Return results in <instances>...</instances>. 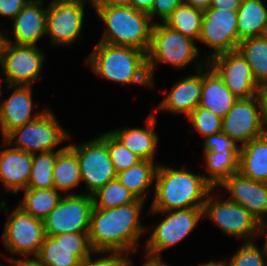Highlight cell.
Instances as JSON below:
<instances>
[{"mask_svg":"<svg viewBox=\"0 0 267 266\" xmlns=\"http://www.w3.org/2000/svg\"><path fill=\"white\" fill-rule=\"evenodd\" d=\"M145 201L116 208H93L89 227V242L95 254L136 253L138 239L145 233L140 215Z\"/></svg>","mask_w":267,"mask_h":266,"instance_id":"1","label":"cell"},{"mask_svg":"<svg viewBox=\"0 0 267 266\" xmlns=\"http://www.w3.org/2000/svg\"><path fill=\"white\" fill-rule=\"evenodd\" d=\"M154 185L150 211L203 207L208 193L213 189L200 173L194 174L161 164L158 165Z\"/></svg>","mask_w":267,"mask_h":266,"instance_id":"2","label":"cell"},{"mask_svg":"<svg viewBox=\"0 0 267 266\" xmlns=\"http://www.w3.org/2000/svg\"><path fill=\"white\" fill-rule=\"evenodd\" d=\"M85 62L93 72L107 80L153 87L143 50L99 41Z\"/></svg>","mask_w":267,"mask_h":266,"instance_id":"3","label":"cell"},{"mask_svg":"<svg viewBox=\"0 0 267 266\" xmlns=\"http://www.w3.org/2000/svg\"><path fill=\"white\" fill-rule=\"evenodd\" d=\"M96 13L106 26L100 42L133 47L147 53L154 25L148 13L125 3L105 6Z\"/></svg>","mask_w":267,"mask_h":266,"instance_id":"4","label":"cell"},{"mask_svg":"<svg viewBox=\"0 0 267 266\" xmlns=\"http://www.w3.org/2000/svg\"><path fill=\"white\" fill-rule=\"evenodd\" d=\"M199 50L195 40L169 28L164 23L155 22L149 49L146 53L148 74L153 82L157 63H166L182 69L186 65L198 61Z\"/></svg>","mask_w":267,"mask_h":266,"instance_id":"5","label":"cell"},{"mask_svg":"<svg viewBox=\"0 0 267 266\" xmlns=\"http://www.w3.org/2000/svg\"><path fill=\"white\" fill-rule=\"evenodd\" d=\"M69 136L47 108L38 119L16 128L2 140L4 146L9 144L12 148L34 154L55 151L53 149Z\"/></svg>","mask_w":267,"mask_h":266,"instance_id":"6","label":"cell"},{"mask_svg":"<svg viewBox=\"0 0 267 266\" xmlns=\"http://www.w3.org/2000/svg\"><path fill=\"white\" fill-rule=\"evenodd\" d=\"M150 214L166 213L146 241V257L161 260V252L184 240L203 218V207H192L171 211H149Z\"/></svg>","mask_w":267,"mask_h":266,"instance_id":"7","label":"cell"},{"mask_svg":"<svg viewBox=\"0 0 267 266\" xmlns=\"http://www.w3.org/2000/svg\"><path fill=\"white\" fill-rule=\"evenodd\" d=\"M214 188L208 193L204 206L203 217H208L228 235L243 238L245 242L253 241L259 237L261 224L242 205L229 199H215L212 194ZM214 200V201H213Z\"/></svg>","mask_w":267,"mask_h":266,"instance_id":"8","label":"cell"},{"mask_svg":"<svg viewBox=\"0 0 267 266\" xmlns=\"http://www.w3.org/2000/svg\"><path fill=\"white\" fill-rule=\"evenodd\" d=\"M44 59V53L37 46L2 41L0 67L7 85L34 84L41 74Z\"/></svg>","mask_w":267,"mask_h":266,"instance_id":"9","label":"cell"},{"mask_svg":"<svg viewBox=\"0 0 267 266\" xmlns=\"http://www.w3.org/2000/svg\"><path fill=\"white\" fill-rule=\"evenodd\" d=\"M92 195L69 194L43 220L45 234L88 233L93 210Z\"/></svg>","mask_w":267,"mask_h":266,"instance_id":"10","label":"cell"},{"mask_svg":"<svg viewBox=\"0 0 267 266\" xmlns=\"http://www.w3.org/2000/svg\"><path fill=\"white\" fill-rule=\"evenodd\" d=\"M68 146L78 157L81 181L85 182L88 195L117 178L106 142L100 136L81 145Z\"/></svg>","mask_w":267,"mask_h":266,"instance_id":"11","label":"cell"},{"mask_svg":"<svg viewBox=\"0 0 267 266\" xmlns=\"http://www.w3.org/2000/svg\"><path fill=\"white\" fill-rule=\"evenodd\" d=\"M9 214L2 236L7 250L25 259L31 258L32 254L36 257L46 236L43 221L19 206Z\"/></svg>","mask_w":267,"mask_h":266,"instance_id":"12","label":"cell"},{"mask_svg":"<svg viewBox=\"0 0 267 266\" xmlns=\"http://www.w3.org/2000/svg\"><path fill=\"white\" fill-rule=\"evenodd\" d=\"M85 2L83 0H52L47 6L46 35L52 45L67 46L80 40Z\"/></svg>","mask_w":267,"mask_h":266,"instance_id":"13","label":"cell"},{"mask_svg":"<svg viewBox=\"0 0 267 266\" xmlns=\"http://www.w3.org/2000/svg\"><path fill=\"white\" fill-rule=\"evenodd\" d=\"M92 253L88 233L71 232L46 235L35 258L45 266H79Z\"/></svg>","mask_w":267,"mask_h":266,"instance_id":"14","label":"cell"},{"mask_svg":"<svg viewBox=\"0 0 267 266\" xmlns=\"http://www.w3.org/2000/svg\"><path fill=\"white\" fill-rule=\"evenodd\" d=\"M221 132L240 146L267 132L257 95L252 98H239L235 102L222 118Z\"/></svg>","mask_w":267,"mask_h":266,"instance_id":"15","label":"cell"},{"mask_svg":"<svg viewBox=\"0 0 267 266\" xmlns=\"http://www.w3.org/2000/svg\"><path fill=\"white\" fill-rule=\"evenodd\" d=\"M240 41L237 31V11H220L212 7L203 11L198 42L215 50L208 55L207 61L218 54L237 50Z\"/></svg>","mask_w":267,"mask_h":266,"instance_id":"16","label":"cell"},{"mask_svg":"<svg viewBox=\"0 0 267 266\" xmlns=\"http://www.w3.org/2000/svg\"><path fill=\"white\" fill-rule=\"evenodd\" d=\"M207 64L237 98L257 95L259 85L253 78L250 65L238 50L218 54L210 58Z\"/></svg>","mask_w":267,"mask_h":266,"instance_id":"17","label":"cell"},{"mask_svg":"<svg viewBox=\"0 0 267 266\" xmlns=\"http://www.w3.org/2000/svg\"><path fill=\"white\" fill-rule=\"evenodd\" d=\"M219 186L228 190L231 196L227 199L242 205L261 225L267 224V183L236 172Z\"/></svg>","mask_w":267,"mask_h":266,"instance_id":"18","label":"cell"},{"mask_svg":"<svg viewBox=\"0 0 267 266\" xmlns=\"http://www.w3.org/2000/svg\"><path fill=\"white\" fill-rule=\"evenodd\" d=\"M2 82L3 80L0 79ZM0 82V97H1ZM15 89L9 98L1 103L0 100V130L3 139L16 128L38 119L46 110L38 112L32 117L33 99L31 86L7 85Z\"/></svg>","mask_w":267,"mask_h":266,"instance_id":"19","label":"cell"},{"mask_svg":"<svg viewBox=\"0 0 267 266\" xmlns=\"http://www.w3.org/2000/svg\"><path fill=\"white\" fill-rule=\"evenodd\" d=\"M43 0H29L23 9L14 17V41L3 35V40L18 45H33L46 35L47 8H43Z\"/></svg>","mask_w":267,"mask_h":266,"instance_id":"20","label":"cell"},{"mask_svg":"<svg viewBox=\"0 0 267 266\" xmlns=\"http://www.w3.org/2000/svg\"><path fill=\"white\" fill-rule=\"evenodd\" d=\"M196 62L197 73L185 77L180 82L174 84L170 92L165 96L157 107V111H169L171 113H184L187 117L199 105L202 89V67L207 64V60ZM201 63V64H200Z\"/></svg>","mask_w":267,"mask_h":266,"instance_id":"21","label":"cell"},{"mask_svg":"<svg viewBox=\"0 0 267 266\" xmlns=\"http://www.w3.org/2000/svg\"><path fill=\"white\" fill-rule=\"evenodd\" d=\"M32 168V154L9 147L0 150V178L5 192L18 194L27 188Z\"/></svg>","mask_w":267,"mask_h":266,"instance_id":"22","label":"cell"},{"mask_svg":"<svg viewBox=\"0 0 267 266\" xmlns=\"http://www.w3.org/2000/svg\"><path fill=\"white\" fill-rule=\"evenodd\" d=\"M202 68V89L199 106L223 118L239 99L226 87L218 74L206 64ZM206 71V72H205Z\"/></svg>","mask_w":267,"mask_h":266,"instance_id":"23","label":"cell"},{"mask_svg":"<svg viewBox=\"0 0 267 266\" xmlns=\"http://www.w3.org/2000/svg\"><path fill=\"white\" fill-rule=\"evenodd\" d=\"M156 116L151 113L146 119L145 128L116 129L110 131L124 146L132 153L138 155L142 160L155 161L154 155L157 151L158 135L154 131Z\"/></svg>","mask_w":267,"mask_h":266,"instance_id":"24","label":"cell"},{"mask_svg":"<svg viewBox=\"0 0 267 266\" xmlns=\"http://www.w3.org/2000/svg\"><path fill=\"white\" fill-rule=\"evenodd\" d=\"M239 173L267 183V132L241 146Z\"/></svg>","mask_w":267,"mask_h":266,"instance_id":"25","label":"cell"},{"mask_svg":"<svg viewBox=\"0 0 267 266\" xmlns=\"http://www.w3.org/2000/svg\"><path fill=\"white\" fill-rule=\"evenodd\" d=\"M52 177L56 190L66 192L68 195L77 194L71 189L82 182L80 165L76 153L68 145L57 150Z\"/></svg>","mask_w":267,"mask_h":266,"instance_id":"26","label":"cell"},{"mask_svg":"<svg viewBox=\"0 0 267 266\" xmlns=\"http://www.w3.org/2000/svg\"><path fill=\"white\" fill-rule=\"evenodd\" d=\"M264 2L262 0H241L237 11V31L240 40L261 36L264 26L267 24V8Z\"/></svg>","mask_w":267,"mask_h":266,"instance_id":"27","label":"cell"},{"mask_svg":"<svg viewBox=\"0 0 267 266\" xmlns=\"http://www.w3.org/2000/svg\"><path fill=\"white\" fill-rule=\"evenodd\" d=\"M158 162L141 160L129 169L118 172L117 179L134 194L137 199L146 200L147 190L155 181Z\"/></svg>","mask_w":267,"mask_h":266,"instance_id":"28","label":"cell"},{"mask_svg":"<svg viewBox=\"0 0 267 266\" xmlns=\"http://www.w3.org/2000/svg\"><path fill=\"white\" fill-rule=\"evenodd\" d=\"M206 170L205 180L214 188L218 187L232 174L239 172V157L232 150L212 152L203 150Z\"/></svg>","mask_w":267,"mask_h":266,"instance_id":"29","label":"cell"},{"mask_svg":"<svg viewBox=\"0 0 267 266\" xmlns=\"http://www.w3.org/2000/svg\"><path fill=\"white\" fill-rule=\"evenodd\" d=\"M237 50L250 65L257 84L267 83V40L262 36L245 38L239 42Z\"/></svg>","mask_w":267,"mask_h":266,"instance_id":"30","label":"cell"},{"mask_svg":"<svg viewBox=\"0 0 267 266\" xmlns=\"http://www.w3.org/2000/svg\"><path fill=\"white\" fill-rule=\"evenodd\" d=\"M62 193L55 188L49 189H24V198L18 205L29 215L39 220H44L46 216L57 206Z\"/></svg>","mask_w":267,"mask_h":266,"instance_id":"31","label":"cell"},{"mask_svg":"<svg viewBox=\"0 0 267 266\" xmlns=\"http://www.w3.org/2000/svg\"><path fill=\"white\" fill-rule=\"evenodd\" d=\"M203 10L186 3L178 5L165 20L164 24L195 41L201 33Z\"/></svg>","mask_w":267,"mask_h":266,"instance_id":"32","label":"cell"},{"mask_svg":"<svg viewBox=\"0 0 267 266\" xmlns=\"http://www.w3.org/2000/svg\"><path fill=\"white\" fill-rule=\"evenodd\" d=\"M93 208H116L138 199L117 178L92 194Z\"/></svg>","mask_w":267,"mask_h":266,"instance_id":"33","label":"cell"},{"mask_svg":"<svg viewBox=\"0 0 267 266\" xmlns=\"http://www.w3.org/2000/svg\"><path fill=\"white\" fill-rule=\"evenodd\" d=\"M57 151H49L32 154V168L27 184L29 189L54 188L53 169Z\"/></svg>","mask_w":267,"mask_h":266,"instance_id":"34","label":"cell"},{"mask_svg":"<svg viewBox=\"0 0 267 266\" xmlns=\"http://www.w3.org/2000/svg\"><path fill=\"white\" fill-rule=\"evenodd\" d=\"M100 137L106 142L111 161L117 173L129 169L142 160L124 146L111 132L103 133Z\"/></svg>","mask_w":267,"mask_h":266,"instance_id":"35","label":"cell"},{"mask_svg":"<svg viewBox=\"0 0 267 266\" xmlns=\"http://www.w3.org/2000/svg\"><path fill=\"white\" fill-rule=\"evenodd\" d=\"M188 119L202 137L222 131V118L199 105L191 112Z\"/></svg>","mask_w":267,"mask_h":266,"instance_id":"36","label":"cell"},{"mask_svg":"<svg viewBox=\"0 0 267 266\" xmlns=\"http://www.w3.org/2000/svg\"><path fill=\"white\" fill-rule=\"evenodd\" d=\"M254 241L243 242L242 246L228 259L229 266H267L264 249Z\"/></svg>","mask_w":267,"mask_h":266,"instance_id":"37","label":"cell"},{"mask_svg":"<svg viewBox=\"0 0 267 266\" xmlns=\"http://www.w3.org/2000/svg\"><path fill=\"white\" fill-rule=\"evenodd\" d=\"M202 144L203 150L212 152L232 150L238 157L240 156L241 146H238V143L234 139L222 132L204 137V142Z\"/></svg>","mask_w":267,"mask_h":266,"instance_id":"38","label":"cell"},{"mask_svg":"<svg viewBox=\"0 0 267 266\" xmlns=\"http://www.w3.org/2000/svg\"><path fill=\"white\" fill-rule=\"evenodd\" d=\"M129 257L125 254L111 253L109 256H101L93 260L91 257L81 261L79 266H127Z\"/></svg>","mask_w":267,"mask_h":266,"instance_id":"39","label":"cell"},{"mask_svg":"<svg viewBox=\"0 0 267 266\" xmlns=\"http://www.w3.org/2000/svg\"><path fill=\"white\" fill-rule=\"evenodd\" d=\"M183 0H154L152 9L148 12L151 20L153 21L155 16H159L162 23L170 16L171 12L180 4Z\"/></svg>","mask_w":267,"mask_h":266,"instance_id":"40","label":"cell"},{"mask_svg":"<svg viewBox=\"0 0 267 266\" xmlns=\"http://www.w3.org/2000/svg\"><path fill=\"white\" fill-rule=\"evenodd\" d=\"M29 0H0V15L14 19Z\"/></svg>","mask_w":267,"mask_h":266,"instance_id":"41","label":"cell"},{"mask_svg":"<svg viewBox=\"0 0 267 266\" xmlns=\"http://www.w3.org/2000/svg\"><path fill=\"white\" fill-rule=\"evenodd\" d=\"M241 0H212V8L220 11H238Z\"/></svg>","mask_w":267,"mask_h":266,"instance_id":"42","label":"cell"},{"mask_svg":"<svg viewBox=\"0 0 267 266\" xmlns=\"http://www.w3.org/2000/svg\"><path fill=\"white\" fill-rule=\"evenodd\" d=\"M257 97L260 103L262 118L267 130V83L259 85L257 90Z\"/></svg>","mask_w":267,"mask_h":266,"instance_id":"43","label":"cell"},{"mask_svg":"<svg viewBox=\"0 0 267 266\" xmlns=\"http://www.w3.org/2000/svg\"><path fill=\"white\" fill-rule=\"evenodd\" d=\"M124 3L134 9L148 13L154 5V0H125Z\"/></svg>","mask_w":267,"mask_h":266,"instance_id":"44","label":"cell"},{"mask_svg":"<svg viewBox=\"0 0 267 266\" xmlns=\"http://www.w3.org/2000/svg\"><path fill=\"white\" fill-rule=\"evenodd\" d=\"M8 263L13 266H45L40 263L36 258H7Z\"/></svg>","mask_w":267,"mask_h":266,"instance_id":"45","label":"cell"},{"mask_svg":"<svg viewBox=\"0 0 267 266\" xmlns=\"http://www.w3.org/2000/svg\"><path fill=\"white\" fill-rule=\"evenodd\" d=\"M85 3L87 0H83ZM91 5L95 8L96 11L99 9L109 6V5H119L124 3L125 0H90Z\"/></svg>","mask_w":267,"mask_h":266,"instance_id":"46","label":"cell"},{"mask_svg":"<svg viewBox=\"0 0 267 266\" xmlns=\"http://www.w3.org/2000/svg\"><path fill=\"white\" fill-rule=\"evenodd\" d=\"M212 0H183V3H186L194 8L206 10L210 8Z\"/></svg>","mask_w":267,"mask_h":266,"instance_id":"47","label":"cell"},{"mask_svg":"<svg viewBox=\"0 0 267 266\" xmlns=\"http://www.w3.org/2000/svg\"><path fill=\"white\" fill-rule=\"evenodd\" d=\"M164 263L165 262H162V260L146 259L145 263L142 266H168L167 264H164ZM127 266H132V263L130 260Z\"/></svg>","mask_w":267,"mask_h":266,"instance_id":"48","label":"cell"},{"mask_svg":"<svg viewBox=\"0 0 267 266\" xmlns=\"http://www.w3.org/2000/svg\"><path fill=\"white\" fill-rule=\"evenodd\" d=\"M266 234V238H265V243L263 244V249L265 252V257L267 260V224H264L261 226L260 232H259V236Z\"/></svg>","mask_w":267,"mask_h":266,"instance_id":"49","label":"cell"},{"mask_svg":"<svg viewBox=\"0 0 267 266\" xmlns=\"http://www.w3.org/2000/svg\"><path fill=\"white\" fill-rule=\"evenodd\" d=\"M197 266H229L226 261H212L204 264H199Z\"/></svg>","mask_w":267,"mask_h":266,"instance_id":"50","label":"cell"},{"mask_svg":"<svg viewBox=\"0 0 267 266\" xmlns=\"http://www.w3.org/2000/svg\"><path fill=\"white\" fill-rule=\"evenodd\" d=\"M261 36L267 40V24L264 26Z\"/></svg>","mask_w":267,"mask_h":266,"instance_id":"51","label":"cell"},{"mask_svg":"<svg viewBox=\"0 0 267 266\" xmlns=\"http://www.w3.org/2000/svg\"><path fill=\"white\" fill-rule=\"evenodd\" d=\"M2 41H3V34H2V32L0 31V47H1Z\"/></svg>","mask_w":267,"mask_h":266,"instance_id":"52","label":"cell"}]
</instances>
